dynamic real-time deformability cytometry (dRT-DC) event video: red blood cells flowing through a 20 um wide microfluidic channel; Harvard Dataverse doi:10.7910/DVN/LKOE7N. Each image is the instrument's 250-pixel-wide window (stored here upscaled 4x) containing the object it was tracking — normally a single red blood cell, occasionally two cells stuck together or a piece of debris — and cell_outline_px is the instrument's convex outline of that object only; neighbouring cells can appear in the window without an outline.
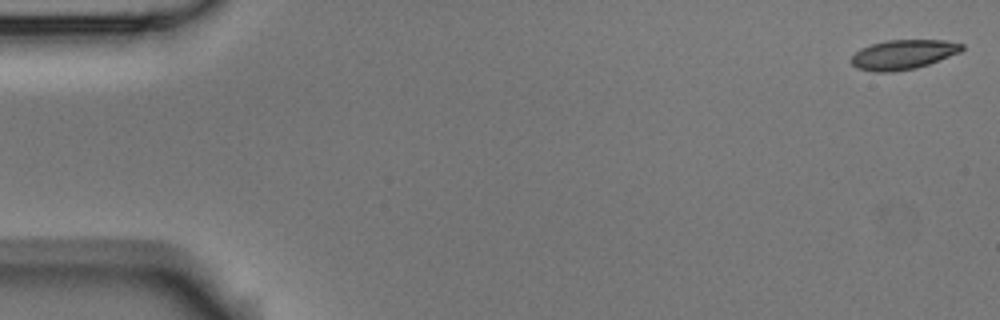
{"species": "Egyptian fruit bat (a non-hibernating species)", "species_latin": "Rousettus aegyptiacus", "temperature_condition": "room temperature", "stored_images_in_passage": 10, "camera_frame_rate_fps": 3000, "um_per_image_px": 0.085, "animal": {"sex": "male"}, "frame": {"image": 1, "passage_image": 1, "time_ms": 0.0, "image_size_px": [1000, 320], "cell_outline_px": [[964, 48], [960, 52], [928, 64], [916, 68], [892, 72], [872, 72], [856, 68], [848, 60], [860, 48], [872, 44], [888, 40], [944, 40], [964, 44]], "centroid_in_image_um": [76.73, 4.64], "position_along_channel_um": 8.3, "area_um2": 19.13}}
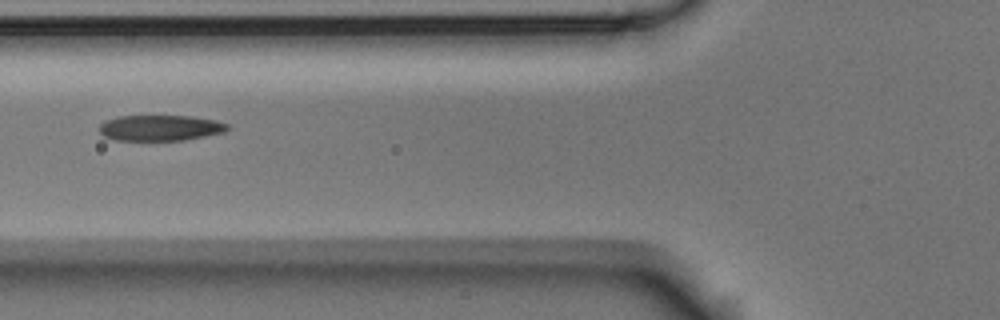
{"frame": {"image": 2, "passage_image": 6, "time_ms": 6.667, "image_size_px": [1000, 320], "cell_outline_px": [[228, 128], [224, 132], [184, 140], [116, 140], [104, 136], [100, 132], [100, 124], [104, 120], [120, 116], [192, 116], [216, 120], [228, 124]], "centroid_in_image_um": [13.61, 10.86], "position_along_channel_um": 112.2, "area_um2": 19.13}}
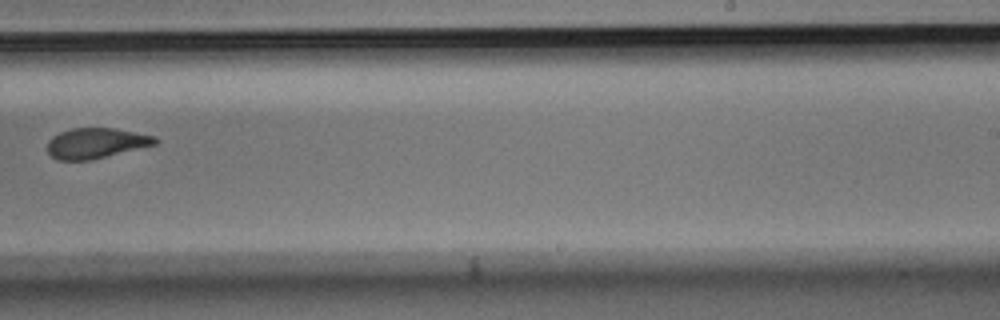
{"frame": {"image": 3, "passage_image": 10, "time_ms": 11.333, "image_size_px": [1000, 320], "cell_outline_px": [[160, 140], [156, 144], [92, 160], [60, 160], [52, 156], [48, 152], [48, 140], [52, 136], [60, 132], [72, 128], [112, 128], [156, 136]], "centroid_in_image_um": [8.17, 12.17], "position_along_channel_um": 280.8, "area_um2": 19.02}}